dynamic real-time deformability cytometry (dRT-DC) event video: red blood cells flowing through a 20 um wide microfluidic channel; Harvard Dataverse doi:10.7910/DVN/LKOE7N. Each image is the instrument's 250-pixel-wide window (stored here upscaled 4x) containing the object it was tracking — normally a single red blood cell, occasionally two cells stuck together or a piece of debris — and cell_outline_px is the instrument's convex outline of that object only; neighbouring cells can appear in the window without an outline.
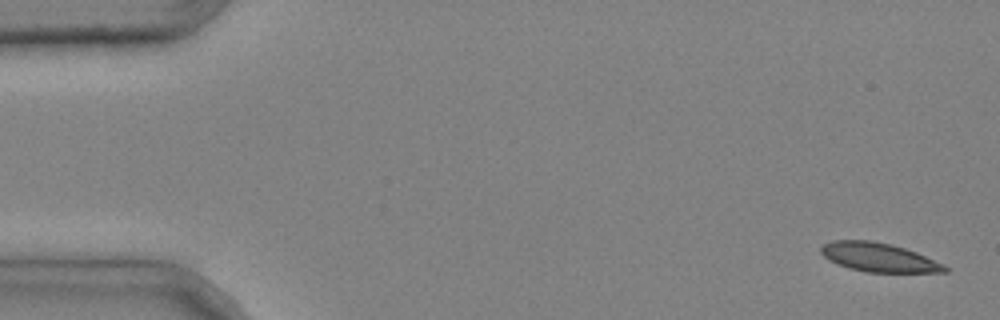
{"species": "common noctule bat (a hibernating species)", "species_latin": "Nyctalus noctula", "temperature_condition": "cold", "stored_images_in_passage": 5, "camera_frame_rate_fps": 3000, "um_per_image_px": 0.085, "animal": {"sex": "male", "body_mass_g": 20.4}, "frame": {"image": 1, "passage_image": 1, "time_ms": 0.0, "image_size_px": [1000, 320], "cell_outline_px": [[952, 268], [948, 272], [868, 272], [852, 268], [828, 260], [820, 252], [820, 248], [824, 244], [832, 240], [872, 240], [892, 244], [916, 252], [944, 264]], "centroid_in_image_um": [74.73, 21.86], "position_along_channel_um": 10.3, "area_um2": 20.81}}
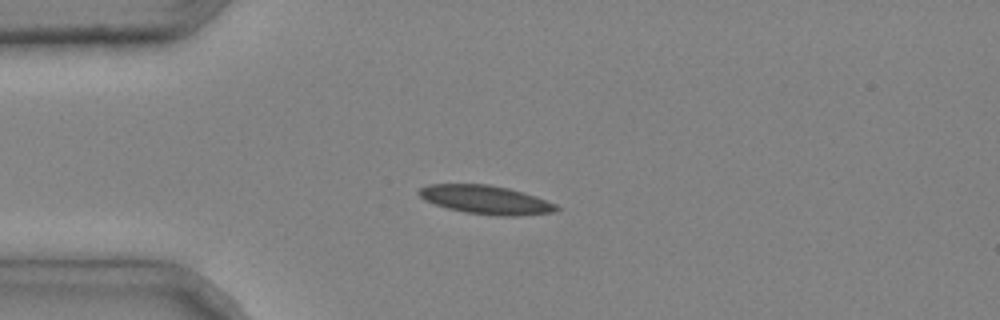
{"frame": {"image": 2, "passage_image": 4, "time_ms": 1.0, "image_size_px": [1000, 320], "cell_outline_px": [[560, 208], [556, 212], [516, 216], [496, 216], [464, 212], [448, 208], [424, 200], [416, 192], [420, 188], [428, 184], [488, 184], [508, 188], [524, 192], [536, 196], [556, 204]], "centroid_in_image_um": [41.31, 16.98], "position_along_channel_um": 43.7, "area_um2": 23.06}}